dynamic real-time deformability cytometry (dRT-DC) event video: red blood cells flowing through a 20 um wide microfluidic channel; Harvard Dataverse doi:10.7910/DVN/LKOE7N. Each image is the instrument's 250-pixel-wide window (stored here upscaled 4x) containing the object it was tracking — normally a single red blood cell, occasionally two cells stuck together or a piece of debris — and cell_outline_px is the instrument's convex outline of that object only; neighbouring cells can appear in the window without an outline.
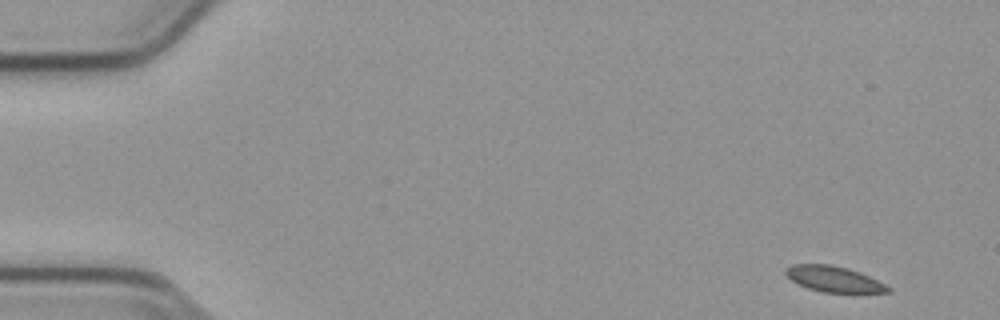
{"species": "common noctule bat (a hibernating species)", "species_latin": "Nyctalus noctula", "temperature_condition": "cold", "stored_images_in_passage": 52, "camera_frame_rate_fps": 3000, "um_per_image_px": 0.085, "animal": {"sex": "male", "body_mass_g": 23.1, "forearm_length_mm": 52.7}, "frame": {"image": 1, "passage_image": 1, "time_ms": 0.0, "image_size_px": [1000, 320], "cell_outline_px": [[892, 292], [820, 292], [796, 284], [784, 272], [784, 268], [792, 264], [832, 264], [848, 268], [860, 272], [892, 288]], "centroid_in_image_um": [70.84, 23.71], "position_along_channel_um": 14.2, "area_um2": 15.37}}
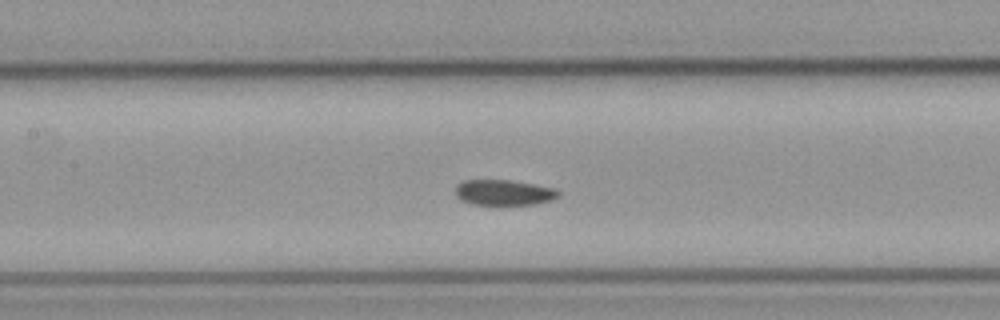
{"frame": {"image": 2, "passage_image": 23, "time_ms": 7.333, "image_size_px": [1000, 320], "cell_outline_px": [[560, 196], [552, 200], [536, 204], [504, 208], [496, 208], [472, 204], [460, 200], [456, 196], [456, 184], [464, 180], [508, 180], [556, 188], [560, 192]], "centroid_in_image_um": [42.83, 16.43], "position_along_channel_um": 164.6, "area_um2": 16.36}}
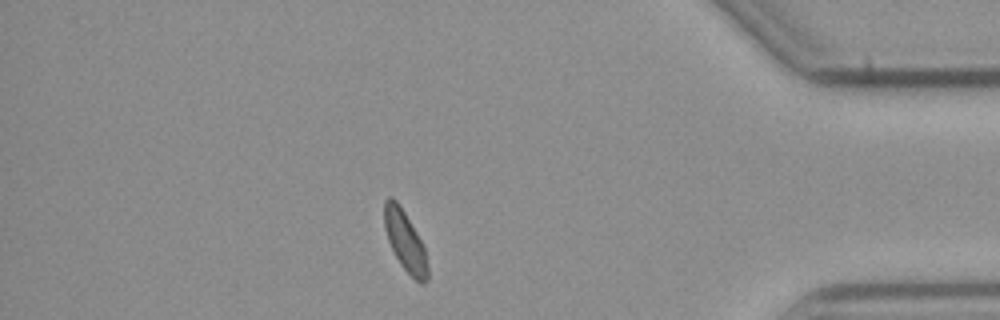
{"frame": {"image": 3, "passage_image": 45, "time_ms": 14.667, "image_size_px": [1000, 320], "cell_outline_px": [[428, 280], [424, 284], [420, 284], [400, 264], [388, 240], [384, 228], [384, 200], [388, 196], [392, 196], [396, 200], [404, 212], [424, 244], [428, 264]], "centroid_in_image_um": [34.45, 20.49], "position_along_channel_um": 400.8, "area_um2": 15.26}, "authors_computed_cell_mechanics": {"area_um2": 16.0684, "velocity_mm_per_s": 3.7653, "shape_relaxation_time_tau1_ms": 3.3741, "shape_relaxation_time_tau2_ms": null, "deformation_change_tau1": 0.0705, "deformation_change_tau2": null}}